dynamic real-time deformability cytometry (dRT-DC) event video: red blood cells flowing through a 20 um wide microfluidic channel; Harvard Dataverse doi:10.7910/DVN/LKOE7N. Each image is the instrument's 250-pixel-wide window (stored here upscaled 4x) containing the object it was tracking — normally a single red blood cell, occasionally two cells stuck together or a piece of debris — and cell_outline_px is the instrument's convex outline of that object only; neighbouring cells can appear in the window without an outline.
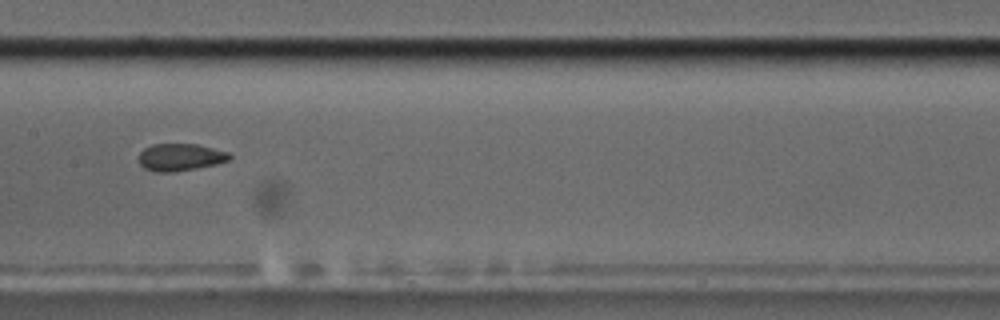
{"species": "common noctule bat (a hibernating species)", "species_latin": "Nyctalus noctula", "temperature_condition": "cold", "stored_images_in_passage": 9, "camera_frame_rate_fps": 3000, "um_per_image_px": 0.085, "animal": {"sex": "male", "body_mass_g": 17.5, "forearm_length_mm": 52.3}, "frame": {"image": 1, "passage_image": 8, "time_ms": 8.667, "image_size_px": [1000, 320], "cell_outline_px": [[232, 156], [228, 160], [216, 164], [196, 168], [172, 172], [152, 172], [144, 168], [140, 164], [140, 152], [144, 148], [152, 144], [196, 144], [228, 152]], "centroid_in_image_um": [15.3, 13.36], "position_along_channel_um": 192.1, "area_um2": 14.33}}
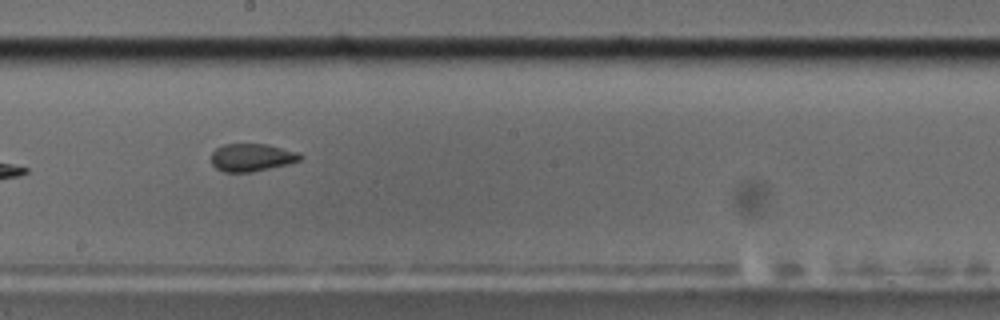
{"frame": {"image": 2, "passage_image": 9, "time_ms": 9.667, "image_size_px": [1000, 320], "cell_outline_px": [[304, 156], [300, 160], [288, 164], [252, 172], [224, 172], [216, 168], [212, 164], [212, 152], [216, 148], [224, 144], [268, 144], [296, 152]], "centroid_in_image_um": [21.39, 13.38], "position_along_channel_um": 226.8, "area_um2": 14.33}}